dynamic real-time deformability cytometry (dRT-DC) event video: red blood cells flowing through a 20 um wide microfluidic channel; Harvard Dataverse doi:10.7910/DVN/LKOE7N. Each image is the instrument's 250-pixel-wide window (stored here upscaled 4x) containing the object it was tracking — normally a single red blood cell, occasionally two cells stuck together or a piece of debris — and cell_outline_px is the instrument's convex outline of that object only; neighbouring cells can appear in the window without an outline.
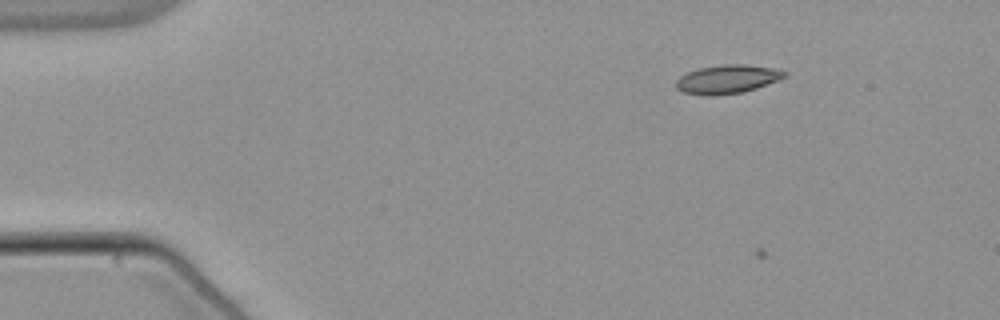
{"species": "common noctule bat (a hibernating species)", "species_latin": "Nyctalus noctula", "temperature_condition": "warm", "stored_images_in_passage": 6, "camera_frame_rate_fps": 3000, "um_per_image_px": 0.085, "animal": {"sex": "male", "body_mass_g": 21.5, "forearm_length_mm": 52.0}, "frame": {"image": 1, "passage_image": 5, "time_ms": 1.333, "image_size_px": [1000, 320], "cell_outline_px": [[788, 76], [756, 88], [744, 92], [712, 96], [704, 96], [684, 92], [676, 88], [676, 80], [680, 76], [688, 72], [700, 68], [724, 64], [744, 64], [772, 68], [788, 72]], "centroid_in_image_um": [61.82, 6.74], "position_along_channel_um": 23.2, "area_um2": 18.09}}